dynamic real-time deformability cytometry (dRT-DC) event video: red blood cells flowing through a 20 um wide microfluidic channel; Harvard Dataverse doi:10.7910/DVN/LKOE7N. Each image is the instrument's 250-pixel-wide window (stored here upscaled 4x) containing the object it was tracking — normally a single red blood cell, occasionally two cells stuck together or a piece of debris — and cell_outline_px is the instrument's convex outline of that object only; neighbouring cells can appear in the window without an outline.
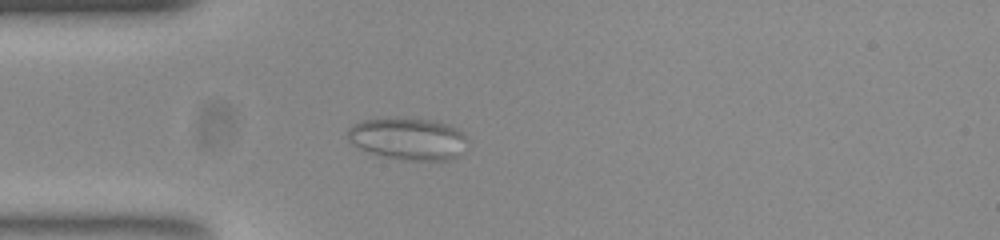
{"species": "common noctule bat (a hibernating species)", "species_latin": "Nyctalus noctula", "temperature_condition": "room temperature", "stored_images_in_passage": 53, "camera_frame_rate_fps": 3000, "um_per_image_px": 0.085, "animal": {"sex": "female", "body_mass_g": 23.0, "forearm_length_mm": 53.4}, "frame": {"image": 1, "passage_image": 10, "time_ms": 3.0, "image_size_px": [1000, 240], "cell_outline_px": [[464, 136], [452, 156], [444, 160], [412, 160], [388, 156], [364, 148], [356, 144], [348, 136], [348, 132], [356, 124], [364, 120], [384, 116], [416, 116], [436, 120], [460, 132]], "centroid_in_image_um": [34.6, 11.69], "position_along_channel_um": 50.4, "area_um2": 27.98}}
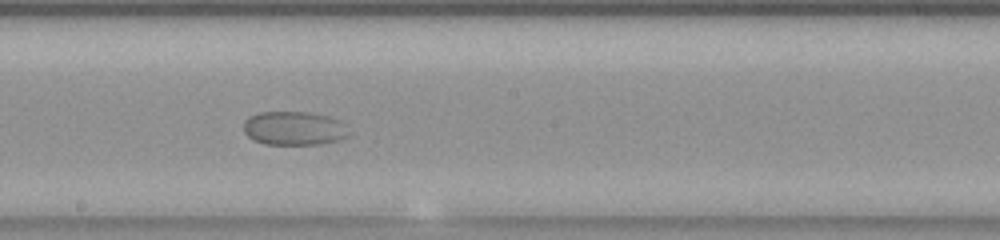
{"frame": {"image": 2, "passage_image": 26, "time_ms": 8.333, "image_size_px": [1000, 240], "cell_outline_px": [[344, 136], [336, 140], [316, 144], [264, 144], [248, 136], [244, 132], [244, 120], [260, 112], [304, 112], [324, 116], [336, 120]], "centroid_in_image_um": [24.81, 10.91], "position_along_channel_um": 223.4, "area_um2": 19.54}}
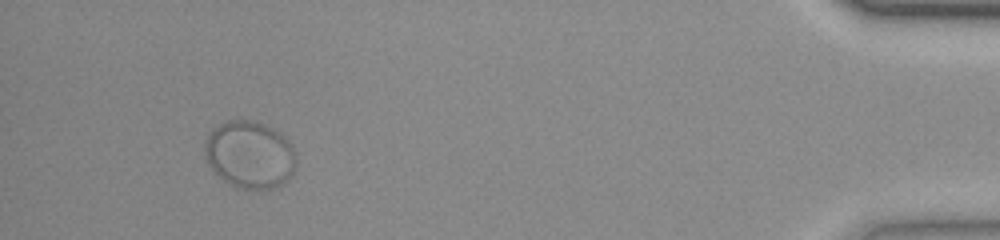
{"frame": {"image": 3, "passage_image": 49, "time_ms": 16.0, "image_size_px": [1000, 240], "cell_outline_px": [[292, 172], [280, 184], [272, 188], [240, 188], [224, 180], [212, 168], [208, 160], [204, 148], [204, 144], [212, 128], [224, 120], [248, 120], [260, 124], [276, 132], [288, 144], [292, 152]], "centroid_in_image_um": [21.12, 13.13], "position_along_channel_um": 414.1, "area_um2": 34.16}}